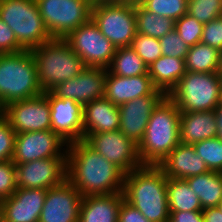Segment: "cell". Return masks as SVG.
Here are the masks:
<instances>
[{
	"instance_id": "cell-29",
	"label": "cell",
	"mask_w": 222,
	"mask_h": 222,
	"mask_svg": "<svg viewBox=\"0 0 222 222\" xmlns=\"http://www.w3.org/2000/svg\"><path fill=\"white\" fill-rule=\"evenodd\" d=\"M135 14L137 33L160 39L175 29V21L172 18L150 12L140 3L135 4Z\"/></svg>"
},
{
	"instance_id": "cell-8",
	"label": "cell",
	"mask_w": 222,
	"mask_h": 222,
	"mask_svg": "<svg viewBox=\"0 0 222 222\" xmlns=\"http://www.w3.org/2000/svg\"><path fill=\"white\" fill-rule=\"evenodd\" d=\"M91 19L116 49L130 46L137 33L133 3L94 0Z\"/></svg>"
},
{
	"instance_id": "cell-27",
	"label": "cell",
	"mask_w": 222,
	"mask_h": 222,
	"mask_svg": "<svg viewBox=\"0 0 222 222\" xmlns=\"http://www.w3.org/2000/svg\"><path fill=\"white\" fill-rule=\"evenodd\" d=\"M169 211H203L198 196L185 179L168 178Z\"/></svg>"
},
{
	"instance_id": "cell-1",
	"label": "cell",
	"mask_w": 222,
	"mask_h": 222,
	"mask_svg": "<svg viewBox=\"0 0 222 222\" xmlns=\"http://www.w3.org/2000/svg\"><path fill=\"white\" fill-rule=\"evenodd\" d=\"M67 180L82 196L122 193L125 173L84 140L68 144Z\"/></svg>"
},
{
	"instance_id": "cell-19",
	"label": "cell",
	"mask_w": 222,
	"mask_h": 222,
	"mask_svg": "<svg viewBox=\"0 0 222 222\" xmlns=\"http://www.w3.org/2000/svg\"><path fill=\"white\" fill-rule=\"evenodd\" d=\"M47 190L17 188L1 201L0 222H39Z\"/></svg>"
},
{
	"instance_id": "cell-25",
	"label": "cell",
	"mask_w": 222,
	"mask_h": 222,
	"mask_svg": "<svg viewBox=\"0 0 222 222\" xmlns=\"http://www.w3.org/2000/svg\"><path fill=\"white\" fill-rule=\"evenodd\" d=\"M186 73L185 59L162 55L150 66L148 75L154 86L166 96Z\"/></svg>"
},
{
	"instance_id": "cell-45",
	"label": "cell",
	"mask_w": 222,
	"mask_h": 222,
	"mask_svg": "<svg viewBox=\"0 0 222 222\" xmlns=\"http://www.w3.org/2000/svg\"><path fill=\"white\" fill-rule=\"evenodd\" d=\"M110 2H121V3H139L141 0H108Z\"/></svg>"
},
{
	"instance_id": "cell-9",
	"label": "cell",
	"mask_w": 222,
	"mask_h": 222,
	"mask_svg": "<svg viewBox=\"0 0 222 222\" xmlns=\"http://www.w3.org/2000/svg\"><path fill=\"white\" fill-rule=\"evenodd\" d=\"M52 38H66L91 19L94 0H35Z\"/></svg>"
},
{
	"instance_id": "cell-22",
	"label": "cell",
	"mask_w": 222,
	"mask_h": 222,
	"mask_svg": "<svg viewBox=\"0 0 222 222\" xmlns=\"http://www.w3.org/2000/svg\"><path fill=\"white\" fill-rule=\"evenodd\" d=\"M120 116L118 106L106 97L96 99L84 105L83 138L91 133H103L119 130Z\"/></svg>"
},
{
	"instance_id": "cell-7",
	"label": "cell",
	"mask_w": 222,
	"mask_h": 222,
	"mask_svg": "<svg viewBox=\"0 0 222 222\" xmlns=\"http://www.w3.org/2000/svg\"><path fill=\"white\" fill-rule=\"evenodd\" d=\"M0 18L25 50L52 39L35 0H0Z\"/></svg>"
},
{
	"instance_id": "cell-32",
	"label": "cell",
	"mask_w": 222,
	"mask_h": 222,
	"mask_svg": "<svg viewBox=\"0 0 222 222\" xmlns=\"http://www.w3.org/2000/svg\"><path fill=\"white\" fill-rule=\"evenodd\" d=\"M146 10L159 16L178 20L187 13L188 0H141Z\"/></svg>"
},
{
	"instance_id": "cell-37",
	"label": "cell",
	"mask_w": 222,
	"mask_h": 222,
	"mask_svg": "<svg viewBox=\"0 0 222 222\" xmlns=\"http://www.w3.org/2000/svg\"><path fill=\"white\" fill-rule=\"evenodd\" d=\"M16 189L15 164L12 160L0 162V202L12 196Z\"/></svg>"
},
{
	"instance_id": "cell-18",
	"label": "cell",
	"mask_w": 222,
	"mask_h": 222,
	"mask_svg": "<svg viewBox=\"0 0 222 222\" xmlns=\"http://www.w3.org/2000/svg\"><path fill=\"white\" fill-rule=\"evenodd\" d=\"M166 95L156 90L152 95L138 97L119 105V130L137 145L142 141L154 108Z\"/></svg>"
},
{
	"instance_id": "cell-38",
	"label": "cell",
	"mask_w": 222,
	"mask_h": 222,
	"mask_svg": "<svg viewBox=\"0 0 222 222\" xmlns=\"http://www.w3.org/2000/svg\"><path fill=\"white\" fill-rule=\"evenodd\" d=\"M16 133L0 114V162L12 160Z\"/></svg>"
},
{
	"instance_id": "cell-30",
	"label": "cell",
	"mask_w": 222,
	"mask_h": 222,
	"mask_svg": "<svg viewBox=\"0 0 222 222\" xmlns=\"http://www.w3.org/2000/svg\"><path fill=\"white\" fill-rule=\"evenodd\" d=\"M111 74L134 77L148 74V66L130 46L117 48L108 67Z\"/></svg>"
},
{
	"instance_id": "cell-24",
	"label": "cell",
	"mask_w": 222,
	"mask_h": 222,
	"mask_svg": "<svg viewBox=\"0 0 222 222\" xmlns=\"http://www.w3.org/2000/svg\"><path fill=\"white\" fill-rule=\"evenodd\" d=\"M123 193L83 196L78 222H118Z\"/></svg>"
},
{
	"instance_id": "cell-20",
	"label": "cell",
	"mask_w": 222,
	"mask_h": 222,
	"mask_svg": "<svg viewBox=\"0 0 222 222\" xmlns=\"http://www.w3.org/2000/svg\"><path fill=\"white\" fill-rule=\"evenodd\" d=\"M156 90L157 88L148 74L123 77L111 74L107 69L105 97L116 106L138 97L152 95Z\"/></svg>"
},
{
	"instance_id": "cell-31",
	"label": "cell",
	"mask_w": 222,
	"mask_h": 222,
	"mask_svg": "<svg viewBox=\"0 0 222 222\" xmlns=\"http://www.w3.org/2000/svg\"><path fill=\"white\" fill-rule=\"evenodd\" d=\"M193 147L210 171L222 173V140L218 137L194 143Z\"/></svg>"
},
{
	"instance_id": "cell-21",
	"label": "cell",
	"mask_w": 222,
	"mask_h": 222,
	"mask_svg": "<svg viewBox=\"0 0 222 222\" xmlns=\"http://www.w3.org/2000/svg\"><path fill=\"white\" fill-rule=\"evenodd\" d=\"M158 167L167 178L187 179L208 172L203 159L196 153L193 145L179 143Z\"/></svg>"
},
{
	"instance_id": "cell-14",
	"label": "cell",
	"mask_w": 222,
	"mask_h": 222,
	"mask_svg": "<svg viewBox=\"0 0 222 222\" xmlns=\"http://www.w3.org/2000/svg\"><path fill=\"white\" fill-rule=\"evenodd\" d=\"M65 145L68 146V143L52 130L18 133L12 162L25 163L37 159L67 157V149L63 148Z\"/></svg>"
},
{
	"instance_id": "cell-23",
	"label": "cell",
	"mask_w": 222,
	"mask_h": 222,
	"mask_svg": "<svg viewBox=\"0 0 222 222\" xmlns=\"http://www.w3.org/2000/svg\"><path fill=\"white\" fill-rule=\"evenodd\" d=\"M217 111L180 112V143L193 145L218 133Z\"/></svg>"
},
{
	"instance_id": "cell-41",
	"label": "cell",
	"mask_w": 222,
	"mask_h": 222,
	"mask_svg": "<svg viewBox=\"0 0 222 222\" xmlns=\"http://www.w3.org/2000/svg\"><path fill=\"white\" fill-rule=\"evenodd\" d=\"M118 222H150L144 215L127 201L123 200L118 212Z\"/></svg>"
},
{
	"instance_id": "cell-6",
	"label": "cell",
	"mask_w": 222,
	"mask_h": 222,
	"mask_svg": "<svg viewBox=\"0 0 222 222\" xmlns=\"http://www.w3.org/2000/svg\"><path fill=\"white\" fill-rule=\"evenodd\" d=\"M222 88L219 72L186 71L167 97L180 112L217 110Z\"/></svg>"
},
{
	"instance_id": "cell-48",
	"label": "cell",
	"mask_w": 222,
	"mask_h": 222,
	"mask_svg": "<svg viewBox=\"0 0 222 222\" xmlns=\"http://www.w3.org/2000/svg\"><path fill=\"white\" fill-rule=\"evenodd\" d=\"M219 77H220V80H221V88H222V71H219Z\"/></svg>"
},
{
	"instance_id": "cell-26",
	"label": "cell",
	"mask_w": 222,
	"mask_h": 222,
	"mask_svg": "<svg viewBox=\"0 0 222 222\" xmlns=\"http://www.w3.org/2000/svg\"><path fill=\"white\" fill-rule=\"evenodd\" d=\"M198 196L203 209L217 207L222 202V173L208 171L185 179Z\"/></svg>"
},
{
	"instance_id": "cell-11",
	"label": "cell",
	"mask_w": 222,
	"mask_h": 222,
	"mask_svg": "<svg viewBox=\"0 0 222 222\" xmlns=\"http://www.w3.org/2000/svg\"><path fill=\"white\" fill-rule=\"evenodd\" d=\"M16 134L51 130L49 91L43 94L12 102L0 110Z\"/></svg>"
},
{
	"instance_id": "cell-12",
	"label": "cell",
	"mask_w": 222,
	"mask_h": 222,
	"mask_svg": "<svg viewBox=\"0 0 222 222\" xmlns=\"http://www.w3.org/2000/svg\"><path fill=\"white\" fill-rule=\"evenodd\" d=\"M83 140L125 174L143 166L138 145L120 130L87 134Z\"/></svg>"
},
{
	"instance_id": "cell-28",
	"label": "cell",
	"mask_w": 222,
	"mask_h": 222,
	"mask_svg": "<svg viewBox=\"0 0 222 222\" xmlns=\"http://www.w3.org/2000/svg\"><path fill=\"white\" fill-rule=\"evenodd\" d=\"M220 51L203 43L189 47L185 58L186 71L196 73L219 72Z\"/></svg>"
},
{
	"instance_id": "cell-46",
	"label": "cell",
	"mask_w": 222,
	"mask_h": 222,
	"mask_svg": "<svg viewBox=\"0 0 222 222\" xmlns=\"http://www.w3.org/2000/svg\"><path fill=\"white\" fill-rule=\"evenodd\" d=\"M219 71H222V50L220 51Z\"/></svg>"
},
{
	"instance_id": "cell-33",
	"label": "cell",
	"mask_w": 222,
	"mask_h": 222,
	"mask_svg": "<svg viewBox=\"0 0 222 222\" xmlns=\"http://www.w3.org/2000/svg\"><path fill=\"white\" fill-rule=\"evenodd\" d=\"M130 47H132L147 66H150L162 56L159 39L140 33H136Z\"/></svg>"
},
{
	"instance_id": "cell-35",
	"label": "cell",
	"mask_w": 222,
	"mask_h": 222,
	"mask_svg": "<svg viewBox=\"0 0 222 222\" xmlns=\"http://www.w3.org/2000/svg\"><path fill=\"white\" fill-rule=\"evenodd\" d=\"M203 25L196 18L186 13L175 21V30L181 40L190 47L201 42Z\"/></svg>"
},
{
	"instance_id": "cell-34",
	"label": "cell",
	"mask_w": 222,
	"mask_h": 222,
	"mask_svg": "<svg viewBox=\"0 0 222 222\" xmlns=\"http://www.w3.org/2000/svg\"><path fill=\"white\" fill-rule=\"evenodd\" d=\"M187 14L205 24L222 16V0H188Z\"/></svg>"
},
{
	"instance_id": "cell-44",
	"label": "cell",
	"mask_w": 222,
	"mask_h": 222,
	"mask_svg": "<svg viewBox=\"0 0 222 222\" xmlns=\"http://www.w3.org/2000/svg\"><path fill=\"white\" fill-rule=\"evenodd\" d=\"M216 111H217L216 120L218 125L217 137L222 140V112L219 109H217Z\"/></svg>"
},
{
	"instance_id": "cell-5",
	"label": "cell",
	"mask_w": 222,
	"mask_h": 222,
	"mask_svg": "<svg viewBox=\"0 0 222 222\" xmlns=\"http://www.w3.org/2000/svg\"><path fill=\"white\" fill-rule=\"evenodd\" d=\"M43 93L30 50L0 54V110L12 102Z\"/></svg>"
},
{
	"instance_id": "cell-13",
	"label": "cell",
	"mask_w": 222,
	"mask_h": 222,
	"mask_svg": "<svg viewBox=\"0 0 222 222\" xmlns=\"http://www.w3.org/2000/svg\"><path fill=\"white\" fill-rule=\"evenodd\" d=\"M14 164L17 188L48 190L67 180V157Z\"/></svg>"
},
{
	"instance_id": "cell-42",
	"label": "cell",
	"mask_w": 222,
	"mask_h": 222,
	"mask_svg": "<svg viewBox=\"0 0 222 222\" xmlns=\"http://www.w3.org/2000/svg\"><path fill=\"white\" fill-rule=\"evenodd\" d=\"M168 222H204L202 211H170Z\"/></svg>"
},
{
	"instance_id": "cell-3",
	"label": "cell",
	"mask_w": 222,
	"mask_h": 222,
	"mask_svg": "<svg viewBox=\"0 0 222 222\" xmlns=\"http://www.w3.org/2000/svg\"><path fill=\"white\" fill-rule=\"evenodd\" d=\"M180 143V111L165 96L154 108L138 153L143 165L158 164Z\"/></svg>"
},
{
	"instance_id": "cell-15",
	"label": "cell",
	"mask_w": 222,
	"mask_h": 222,
	"mask_svg": "<svg viewBox=\"0 0 222 222\" xmlns=\"http://www.w3.org/2000/svg\"><path fill=\"white\" fill-rule=\"evenodd\" d=\"M82 199L68 180L48 189L39 222H78Z\"/></svg>"
},
{
	"instance_id": "cell-49",
	"label": "cell",
	"mask_w": 222,
	"mask_h": 222,
	"mask_svg": "<svg viewBox=\"0 0 222 222\" xmlns=\"http://www.w3.org/2000/svg\"><path fill=\"white\" fill-rule=\"evenodd\" d=\"M217 208L220 210V212L222 213V202L217 206Z\"/></svg>"
},
{
	"instance_id": "cell-2",
	"label": "cell",
	"mask_w": 222,
	"mask_h": 222,
	"mask_svg": "<svg viewBox=\"0 0 222 222\" xmlns=\"http://www.w3.org/2000/svg\"><path fill=\"white\" fill-rule=\"evenodd\" d=\"M167 181L158 166L143 165L126 173L124 200L137 208L150 222H168Z\"/></svg>"
},
{
	"instance_id": "cell-43",
	"label": "cell",
	"mask_w": 222,
	"mask_h": 222,
	"mask_svg": "<svg viewBox=\"0 0 222 222\" xmlns=\"http://www.w3.org/2000/svg\"><path fill=\"white\" fill-rule=\"evenodd\" d=\"M202 214L204 222H222V213L217 207L203 209Z\"/></svg>"
},
{
	"instance_id": "cell-36",
	"label": "cell",
	"mask_w": 222,
	"mask_h": 222,
	"mask_svg": "<svg viewBox=\"0 0 222 222\" xmlns=\"http://www.w3.org/2000/svg\"><path fill=\"white\" fill-rule=\"evenodd\" d=\"M162 55L185 59L189 46L181 40L174 29L159 39Z\"/></svg>"
},
{
	"instance_id": "cell-16",
	"label": "cell",
	"mask_w": 222,
	"mask_h": 222,
	"mask_svg": "<svg viewBox=\"0 0 222 222\" xmlns=\"http://www.w3.org/2000/svg\"><path fill=\"white\" fill-rule=\"evenodd\" d=\"M107 69L86 67L78 76L55 86L51 92L59 98H69L82 104H88L105 97Z\"/></svg>"
},
{
	"instance_id": "cell-17",
	"label": "cell",
	"mask_w": 222,
	"mask_h": 222,
	"mask_svg": "<svg viewBox=\"0 0 222 222\" xmlns=\"http://www.w3.org/2000/svg\"><path fill=\"white\" fill-rule=\"evenodd\" d=\"M51 130L68 144L83 140L84 106L73 99L59 98L49 91Z\"/></svg>"
},
{
	"instance_id": "cell-4",
	"label": "cell",
	"mask_w": 222,
	"mask_h": 222,
	"mask_svg": "<svg viewBox=\"0 0 222 222\" xmlns=\"http://www.w3.org/2000/svg\"><path fill=\"white\" fill-rule=\"evenodd\" d=\"M38 83L43 92L51 91L63 81L78 76L86 65L65 39L52 38L31 50Z\"/></svg>"
},
{
	"instance_id": "cell-10",
	"label": "cell",
	"mask_w": 222,
	"mask_h": 222,
	"mask_svg": "<svg viewBox=\"0 0 222 222\" xmlns=\"http://www.w3.org/2000/svg\"><path fill=\"white\" fill-rule=\"evenodd\" d=\"M64 39L86 67L108 69L115 55L116 47L102 34L92 19Z\"/></svg>"
},
{
	"instance_id": "cell-47",
	"label": "cell",
	"mask_w": 222,
	"mask_h": 222,
	"mask_svg": "<svg viewBox=\"0 0 222 222\" xmlns=\"http://www.w3.org/2000/svg\"><path fill=\"white\" fill-rule=\"evenodd\" d=\"M218 109L222 112V93H221V97H220V100H219Z\"/></svg>"
},
{
	"instance_id": "cell-40",
	"label": "cell",
	"mask_w": 222,
	"mask_h": 222,
	"mask_svg": "<svg viewBox=\"0 0 222 222\" xmlns=\"http://www.w3.org/2000/svg\"><path fill=\"white\" fill-rule=\"evenodd\" d=\"M25 49L17 42L13 31L0 18V54L16 53Z\"/></svg>"
},
{
	"instance_id": "cell-39",
	"label": "cell",
	"mask_w": 222,
	"mask_h": 222,
	"mask_svg": "<svg viewBox=\"0 0 222 222\" xmlns=\"http://www.w3.org/2000/svg\"><path fill=\"white\" fill-rule=\"evenodd\" d=\"M201 43L222 50V16L203 25Z\"/></svg>"
}]
</instances>
